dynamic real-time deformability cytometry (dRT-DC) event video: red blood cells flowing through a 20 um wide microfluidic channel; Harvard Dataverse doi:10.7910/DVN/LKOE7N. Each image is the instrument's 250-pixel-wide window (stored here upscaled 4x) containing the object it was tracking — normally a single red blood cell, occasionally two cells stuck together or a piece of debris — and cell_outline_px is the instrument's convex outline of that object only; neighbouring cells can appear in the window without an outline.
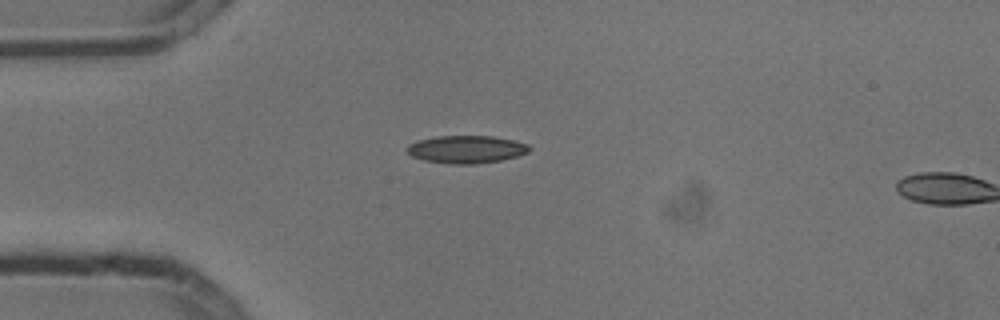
{"species": "common noctule bat (a hibernating species)", "species_latin": "Nyctalus noctula", "temperature_condition": "cold", "stored_images_in_passage": 2, "camera_frame_rate_fps": 3000, "um_per_image_px": 0.085, "animal": {"sex": "male", "body_mass_g": 13.3}, "frame": {"image": 1, "passage_image": 1, "time_ms": 0.0, "image_size_px": [1000, 320], "cell_outline_px": [[532, 148], [528, 152], [516, 156], [500, 160], [476, 164], [448, 164], [424, 160], [412, 156], [404, 148], [408, 144], [416, 140], [436, 136], [492, 136], [512, 140], [528, 144]], "centroid_in_image_um": [39.6, 12.69], "position_along_channel_um": 45.4, "area_um2": 19.83}}